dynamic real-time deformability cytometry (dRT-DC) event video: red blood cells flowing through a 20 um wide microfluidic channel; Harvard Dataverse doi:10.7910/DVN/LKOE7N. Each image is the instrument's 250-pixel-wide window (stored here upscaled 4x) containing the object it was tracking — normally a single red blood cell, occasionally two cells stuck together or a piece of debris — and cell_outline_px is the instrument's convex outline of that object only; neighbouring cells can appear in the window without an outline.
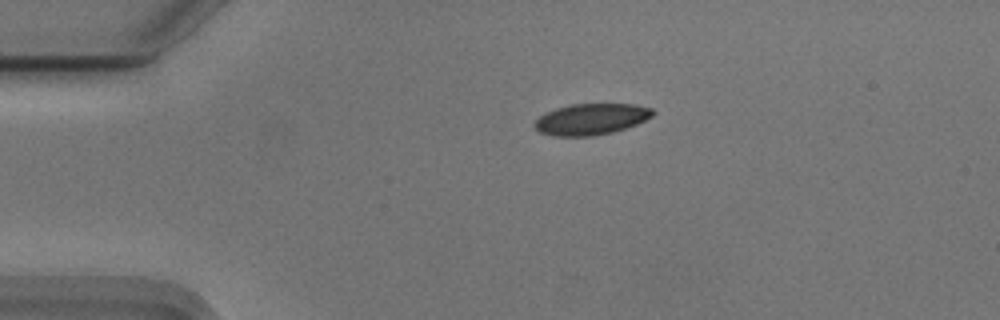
{"species": "Egyptian fruit bat (a non-hibernating species)", "species_latin": "Rousettus aegyptiacus", "temperature_condition": "cold", "stored_images_in_passage": 34, "camera_frame_rate_fps": 3000, "um_per_image_px": 0.085, "animal": {"sex": "male"}, "frame": {"image": 1, "passage_image": 1, "time_ms": 0.0, "image_size_px": [1000, 320], "cell_outline_px": [[656, 112], [652, 116], [636, 124], [612, 132], [592, 136], [552, 136], [540, 132], [532, 124], [544, 112], [556, 108], [572, 104], [636, 104], [652, 108]], "centroid_in_image_um": [50.23, 10.12], "position_along_channel_um": 34.8, "area_um2": 21.5}}
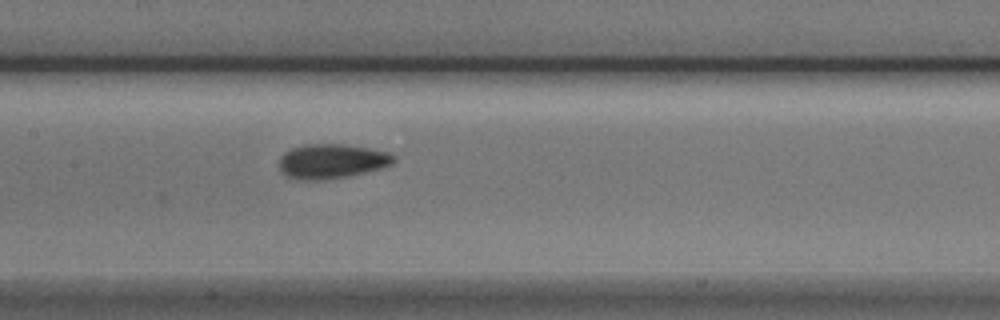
{"frame": {"image": 2, "passage_image": 16, "time_ms": 5.0, "image_size_px": [1000, 320], "cell_outline_px": [[396, 160], [392, 164], [380, 168], [348, 176], [324, 180], [296, 180], [280, 172], [280, 156], [284, 152], [292, 148], [308, 144], [344, 144], [368, 148], [388, 152], [396, 156]], "centroid_in_image_um": [28.18, 13.71], "position_along_channel_um": 179.2, "area_um2": 23.12}}
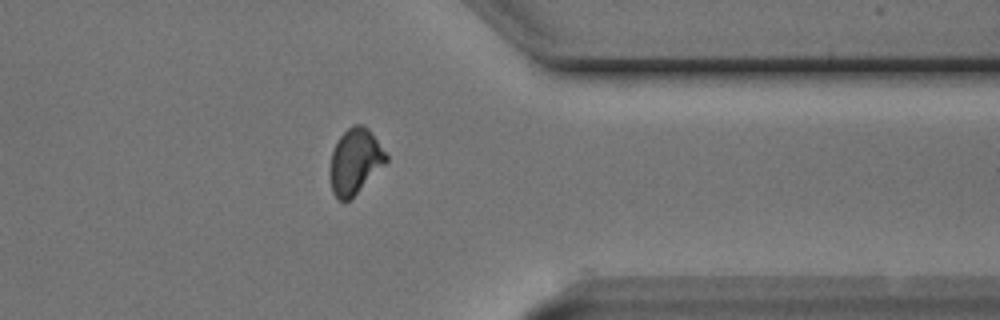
{"frame": {"image": 3, "passage_image": 33, "time_ms": 10.667, "image_size_px": [1000, 320], "cell_outline_px": [[388, 160], [348, 200], [340, 200], [332, 192], [332, 152], [340, 136], [352, 124], [360, 124], [368, 128], [388, 156]], "centroid_in_image_um": [30.2, 13.66], "position_along_channel_um": 381.2, "area_um2": 20.35}}